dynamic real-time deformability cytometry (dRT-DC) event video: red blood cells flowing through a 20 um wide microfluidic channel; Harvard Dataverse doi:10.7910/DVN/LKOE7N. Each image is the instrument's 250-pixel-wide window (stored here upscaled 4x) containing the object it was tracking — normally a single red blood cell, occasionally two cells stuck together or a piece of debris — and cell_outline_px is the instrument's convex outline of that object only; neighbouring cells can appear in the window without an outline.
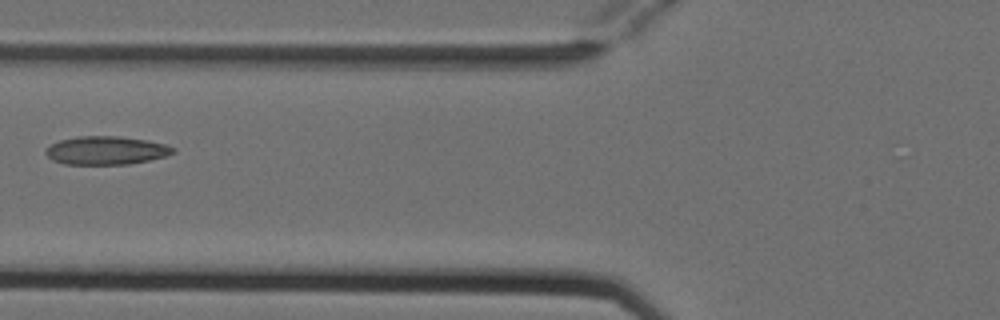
{"species": "Egyptian fruit bat (a non-hibernating species)", "species_latin": "Rousettus aegyptiacus", "temperature_condition": "cold", "stored_images_in_passage": 7, "camera_frame_rate_fps": 3000, "um_per_image_px": 0.085, "animal": {"sex": "female"}, "frame": {"image": 1, "passage_image": 7, "time_ms": 2.0, "image_size_px": [1000, 320], "cell_outline_px": [[176, 152], [164, 156], [148, 160], [128, 164], [64, 164], [52, 160], [44, 152], [52, 144], [60, 140], [76, 136], [120, 136], [148, 140], [164, 144], [176, 148]], "centroid_in_image_um": [9.03, 12.78], "position_along_channel_um": 116.8, "area_um2": 20.98}}